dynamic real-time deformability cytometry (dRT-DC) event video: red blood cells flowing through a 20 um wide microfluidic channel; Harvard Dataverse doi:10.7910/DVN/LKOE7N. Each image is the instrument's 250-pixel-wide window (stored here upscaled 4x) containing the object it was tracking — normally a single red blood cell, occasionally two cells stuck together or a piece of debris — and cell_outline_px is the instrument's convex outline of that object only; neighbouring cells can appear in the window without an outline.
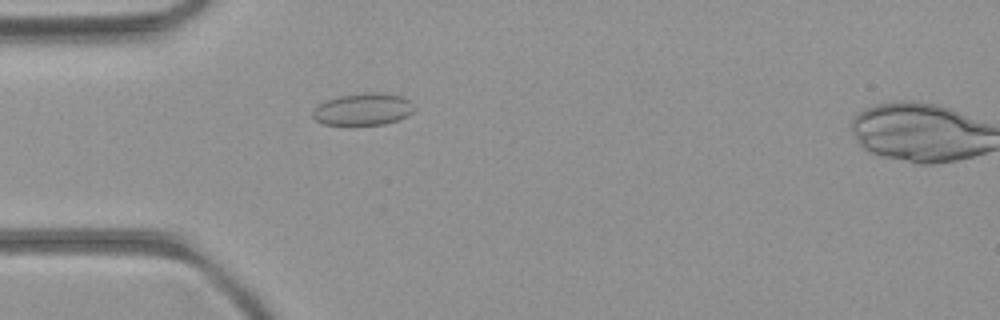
{"species": "common noctule bat (a hibernating species)", "species_latin": "Nyctalus noctula", "temperature_condition": "room temperature", "stored_images_in_passage": 51, "camera_frame_rate_fps": 3000, "um_per_image_px": 0.085, "animal": {"sex": "female", "body_mass_g": 21.9}, "frame": {"image": 1, "passage_image": 15, "time_ms": 4.667, "image_size_px": [1000, 320], "cell_outline_px": [[416, 108], [408, 116], [400, 120], [384, 124], [324, 124], [316, 120], [312, 116], [312, 112], [320, 104], [328, 100], [340, 96], [368, 92], [376, 92], [400, 96], [408, 100]], "centroid_in_image_um": [30.9, 9.29], "position_along_channel_um": 54.1, "area_um2": 18.67}}
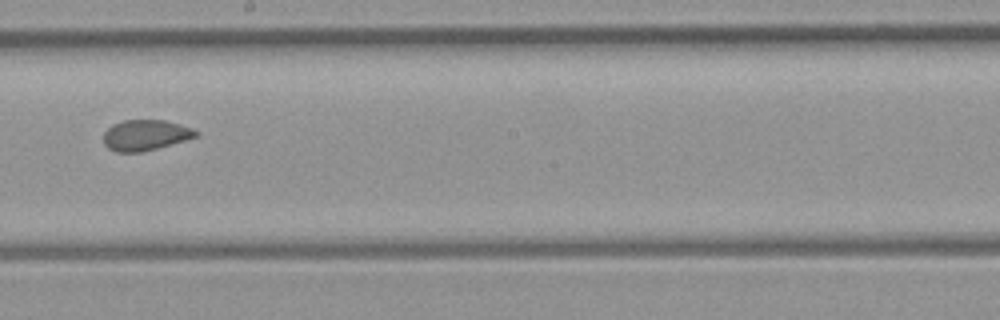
{"frame": {"image": 2, "passage_image": 29, "time_ms": 9.333, "image_size_px": [1000, 320], "cell_outline_px": [[200, 136], [156, 148], [140, 152], [116, 152], [108, 148], [104, 144], [104, 132], [112, 124], [124, 120], [164, 120], [180, 124], [192, 128], [200, 132]], "centroid_in_image_um": [12.38, 11.48], "position_along_channel_um": 235.8, "area_um2": 16.53}}
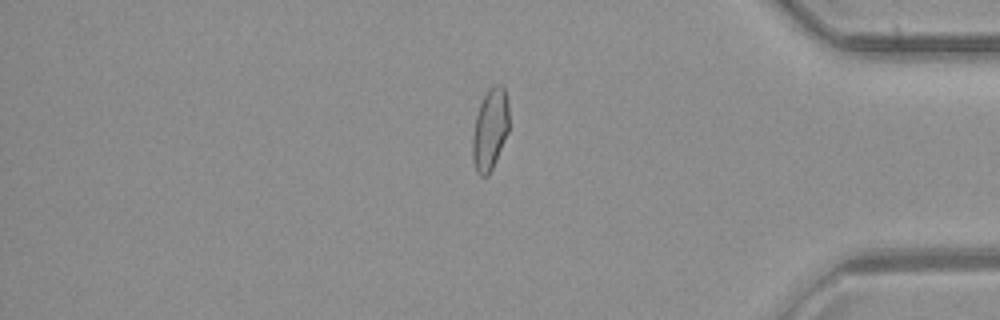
{"frame": {"image": 3, "passage_image": 43, "time_ms": 14.0, "image_size_px": [1000, 320], "cell_outline_px": [[508, 132], [492, 168], [488, 176], [480, 176], [476, 172], [472, 156], [472, 140], [476, 116], [480, 104], [484, 96], [496, 84], [504, 84], [508, 100]], "centroid_in_image_um": [41.66, 11.0], "position_along_channel_um": 393.5, "area_um2": 17.17}, "authors_computed_cell_mechanics": {"area_um2": 17.34, "velocity_mm_per_s": 4.0291, "shape_relaxation_time_tau1_ms": null, "shape_relaxation_time_tau2_ms": 0.5456, "deformation_change_tau1": null, "deformation_change_tau2": 0.0514}}